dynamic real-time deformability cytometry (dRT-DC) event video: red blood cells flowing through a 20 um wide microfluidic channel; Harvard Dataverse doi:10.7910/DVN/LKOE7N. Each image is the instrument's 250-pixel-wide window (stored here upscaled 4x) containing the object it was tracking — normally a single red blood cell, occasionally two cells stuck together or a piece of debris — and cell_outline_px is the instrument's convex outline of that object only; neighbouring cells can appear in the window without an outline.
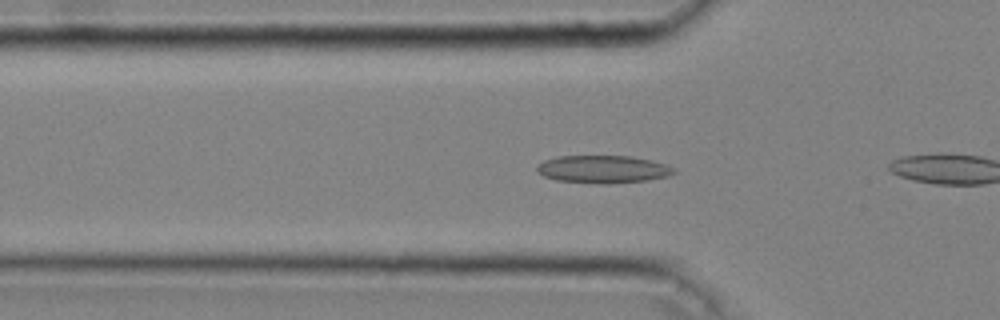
{"species": "common noctule bat (a hibernating species)", "species_latin": "Nyctalus noctula", "temperature_condition": "cold", "stored_images_in_passage": 31, "camera_frame_rate_fps": 3000, "um_per_image_px": 0.085, "animal": {"sex": "male", "body_mass_g": 20.4}, "frame": {"image": 1, "passage_image": 8, "time_ms": 2.333, "image_size_px": [1000, 320], "cell_outline_px": [[676, 172], [668, 176], [648, 180], [608, 184], [600, 184], [556, 180], [544, 176], [536, 172], [536, 168], [544, 160], [556, 156], [632, 156], [652, 160], [664, 164], [672, 168]], "centroid_in_image_um": [51.23, 14.39], "position_along_channel_um": 74.6, "area_um2": 22.14}}
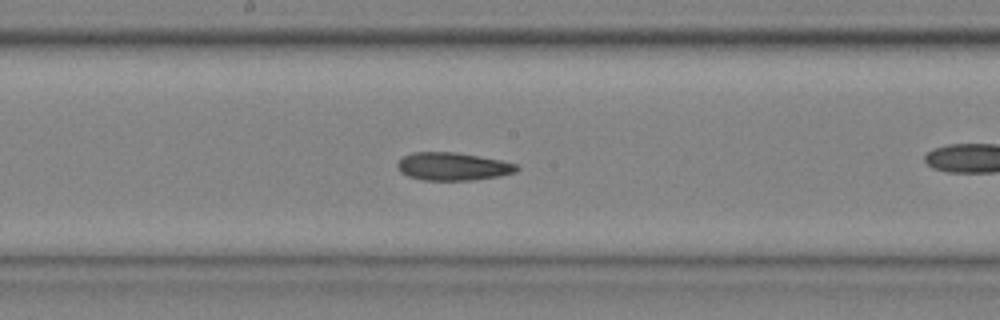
{"frame": {"image": 2, "passage_image": 18, "time_ms": 5.667, "image_size_px": [1000, 320], "cell_outline_px": [[520, 168], [516, 172], [500, 176], [472, 180], [424, 180], [408, 176], [400, 172], [396, 168], [396, 164], [404, 156], [412, 152], [456, 152], [500, 160], [516, 164]], "centroid_in_image_um": [38.48, 14.15], "position_along_channel_um": 209.7, "area_um2": 19.42}}
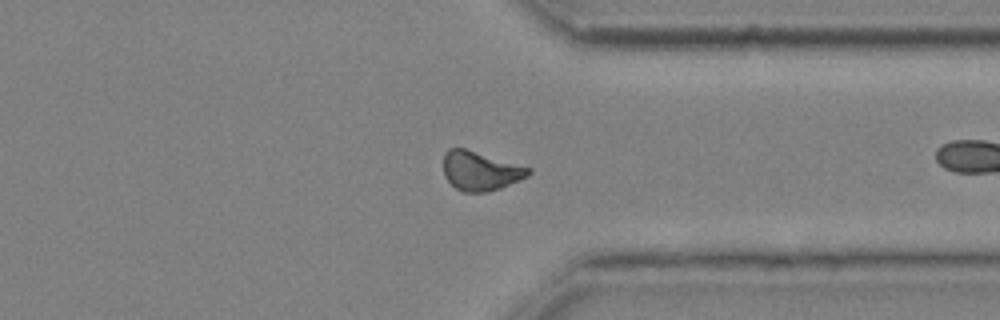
{"frame": {"image": 3, "passage_image": 30, "time_ms": 9.667, "image_size_px": [1000, 320], "cell_outline_px": [[532, 172], [528, 176], [520, 180], [500, 188], [488, 192], [464, 192], [456, 188], [444, 176], [444, 152], [448, 148], [464, 148], [532, 168]], "centroid_in_image_um": [40.84, 14.52], "position_along_channel_um": 370.6, "area_um2": 19.36}}